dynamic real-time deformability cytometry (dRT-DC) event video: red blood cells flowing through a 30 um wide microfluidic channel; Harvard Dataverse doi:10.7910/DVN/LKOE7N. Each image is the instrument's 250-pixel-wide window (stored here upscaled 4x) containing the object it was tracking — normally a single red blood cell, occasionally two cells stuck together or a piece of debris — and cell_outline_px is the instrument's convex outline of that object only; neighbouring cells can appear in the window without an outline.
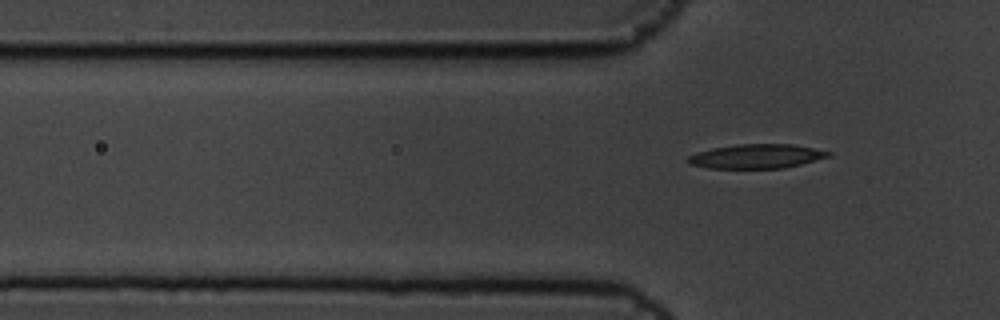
{"species": "common noctule bat (a hibernating species)", "species_latin": "Nyctalus noctula", "temperature_condition": "cold", "stored_images_in_passage": 4, "segment_of_instrument_passage": [2, 2], "camera_frame_rate_fps": 3000, "um_per_image_px": 0.085, "animal": {"sex": "male", "body_mass_g": 19.5, "forearm_length_mm": 54.6}, "frame": {"image": 1, "passage_image": 4, "time_ms": 1.0, "image_size_px": [1000, 320], "cell_outline_px": [[832, 156], [784, 168], [708, 168], [688, 164], [684, 160], [688, 156], [696, 152], [712, 148], [736, 144], [792, 144], [832, 152]], "centroid_in_image_um": [64.25, 13.28], "position_along_channel_um": 61.5, "area_um2": 19.94}}